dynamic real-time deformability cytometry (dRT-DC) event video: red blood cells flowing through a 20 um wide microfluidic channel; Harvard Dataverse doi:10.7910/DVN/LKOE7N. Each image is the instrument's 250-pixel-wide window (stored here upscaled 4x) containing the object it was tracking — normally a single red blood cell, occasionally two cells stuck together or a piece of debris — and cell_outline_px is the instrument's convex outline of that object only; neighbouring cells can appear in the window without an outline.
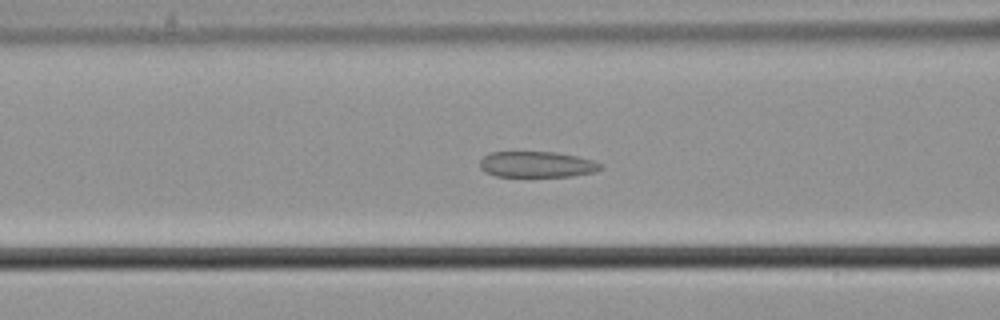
{"species": "common noctule bat (a hibernating species)", "species_latin": "Nyctalus noctula", "temperature_condition": "cold", "stored_images_in_passage": 57, "camera_frame_rate_fps": 3000, "um_per_image_px": 0.085, "animal": {"sex": "male", "body_mass_g": 21.5, "forearm_length_mm": 52.0}, "frame": {"image": 1, "passage_image": 24, "time_ms": 7.667, "image_size_px": [1000, 320], "cell_outline_px": [[604, 168], [596, 172], [572, 176], [496, 176], [484, 172], [480, 168], [480, 160], [484, 156], [492, 152], [556, 152], [576, 156], [592, 160], [604, 164]], "centroid_in_image_um": [45.67, 13.98], "position_along_channel_um": 120.9, "area_um2": 18.32}}
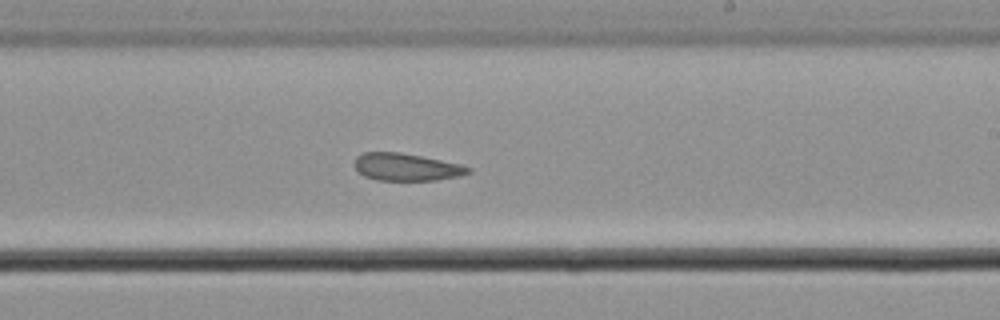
{"frame": {"image": 2, "passage_image": 35, "time_ms": 11.333, "image_size_px": [1000, 320], "cell_outline_px": [[472, 172], [460, 176], [436, 180], [376, 180], [364, 176], [356, 172], [352, 164], [356, 156], [364, 152], [400, 152], [460, 164], [472, 168]], "centroid_in_image_um": [34.49, 14.2], "position_along_channel_um": 254.5, "area_um2": 18.38}}
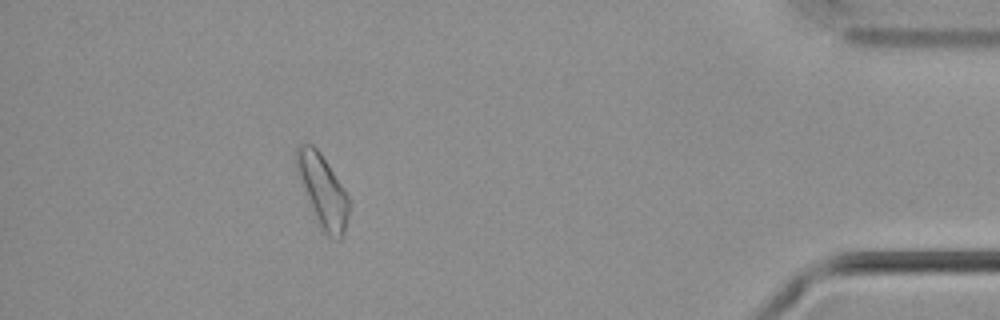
{"frame": {"image": 3, "passage_image": 52, "time_ms": 17.0, "image_size_px": [1000, 320], "cell_outline_px": [[348, 216], [344, 232], [340, 240], [336, 240], [328, 236], [320, 228], [300, 176], [296, 164], [296, 148], [304, 140], [312, 144], [320, 152], [344, 188], [348, 196]], "centroid_in_image_um": [27.45, 16.19], "position_along_channel_um": 407.7, "area_um2": 21.39}}